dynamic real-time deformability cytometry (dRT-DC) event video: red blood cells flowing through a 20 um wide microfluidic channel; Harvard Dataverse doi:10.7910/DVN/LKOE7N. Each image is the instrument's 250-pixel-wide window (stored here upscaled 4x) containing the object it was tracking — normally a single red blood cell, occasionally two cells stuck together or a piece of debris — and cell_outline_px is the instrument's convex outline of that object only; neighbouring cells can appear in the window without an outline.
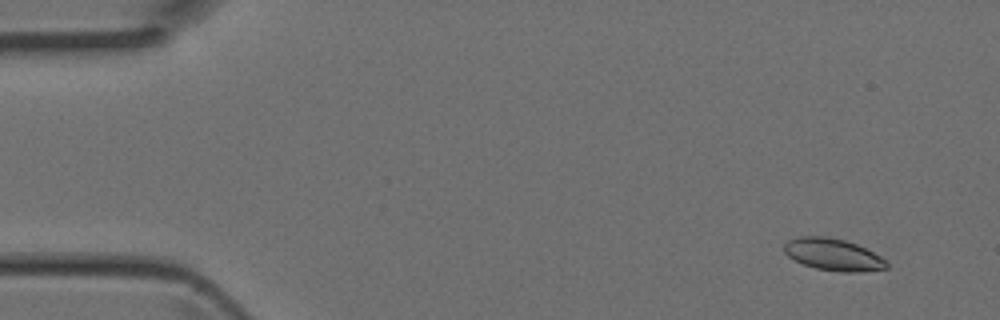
{"species": "Egyptian fruit bat (a non-hibernating species)", "species_latin": "Rousettus aegyptiacus", "temperature_condition": "room temperature", "stored_images_in_passage": 5, "camera_frame_rate_fps": 3000, "um_per_image_px": 0.085, "animal": {"sex": "female"}, "frame": {"image": 1, "passage_image": 2, "time_ms": 0.333, "image_size_px": [1000, 320], "cell_outline_px": [[888, 268], [860, 272], [840, 272], [816, 268], [804, 264], [788, 256], [784, 252], [784, 244], [788, 240], [800, 236], [824, 236], [844, 240], [856, 244], [888, 260]], "centroid_in_image_um": [70.83, 21.64], "position_along_channel_um": 14.2, "area_um2": 19.02}}
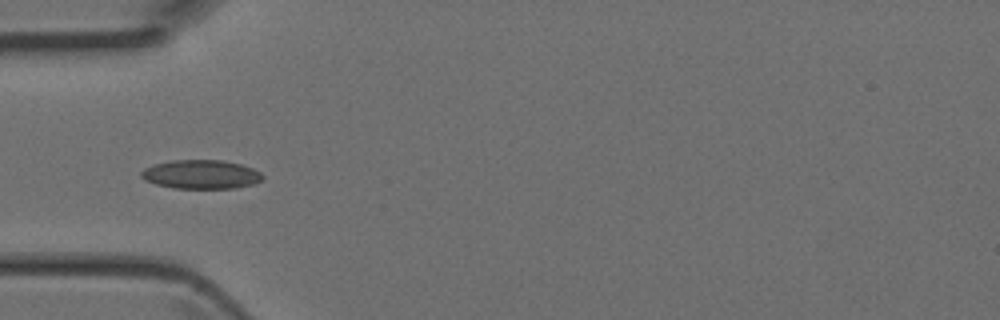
{"frame": {"image": 2, "passage_image": 5, "time_ms": 1.333, "image_size_px": [1000, 320], "cell_outline_px": [[264, 180], [252, 184], [236, 188], [172, 188], [156, 184], [144, 180], [140, 176], [140, 172], [144, 168], [152, 164], [172, 160], [220, 160], [240, 164], [252, 168], [260, 172], [264, 176]], "centroid_in_image_um": [17.07, 14.82], "position_along_channel_um": 67.9, "area_um2": 20.58}}